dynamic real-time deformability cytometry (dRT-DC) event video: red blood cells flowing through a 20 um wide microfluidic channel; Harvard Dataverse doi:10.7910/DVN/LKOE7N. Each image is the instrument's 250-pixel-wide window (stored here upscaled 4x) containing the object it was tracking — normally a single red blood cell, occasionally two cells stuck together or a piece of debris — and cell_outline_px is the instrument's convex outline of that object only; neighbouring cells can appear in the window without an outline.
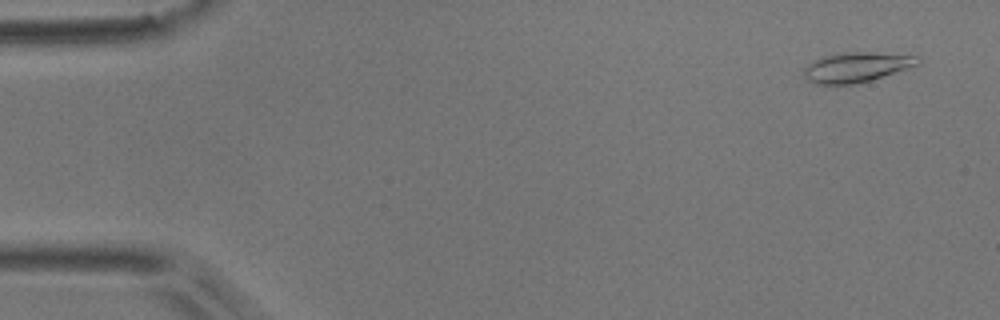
{"species": "common noctule bat (a hibernating species)", "species_latin": "Nyctalus noctula", "temperature_condition": "room temperature", "stored_images_in_passage": 10, "camera_frame_rate_fps": 3000, "um_per_image_px": 0.085, "animal": {"sex": "male", "body_mass_g": 17.9}, "frame": {"image": 1, "passage_image": 1, "time_ms": 0.0, "image_size_px": [1000, 320], "cell_outline_px": [[920, 64], [908, 68], [868, 80], [852, 84], [816, 84], [804, 76], [804, 68], [808, 64], [824, 56], [848, 52], [872, 52], [920, 56]], "centroid_in_image_um": [72.82, 5.7], "position_along_channel_um": 12.2, "area_um2": 19.42}}
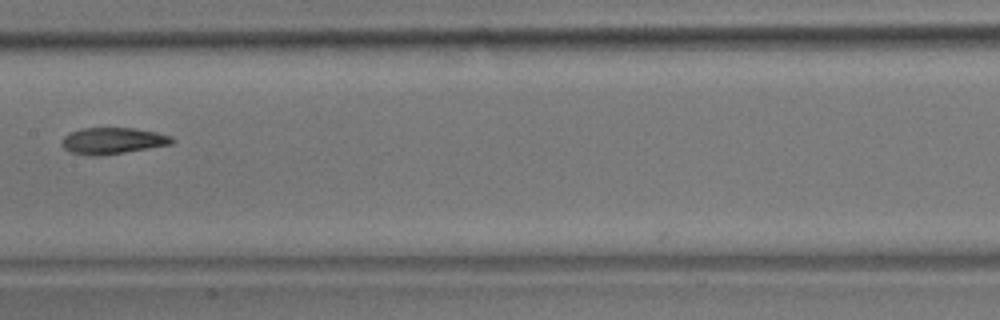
{"frame": {"image": 2, "passage_image": 7, "time_ms": 8.333, "image_size_px": [1000, 320], "cell_outline_px": [[176, 140], [172, 144], [104, 156], [88, 156], [72, 152], [64, 148], [60, 144], [64, 136], [72, 132], [84, 128], [132, 128], [156, 132], [172, 136]], "centroid_in_image_um": [9.6, 11.98], "position_along_channel_um": 197.8, "area_um2": 17.05}}
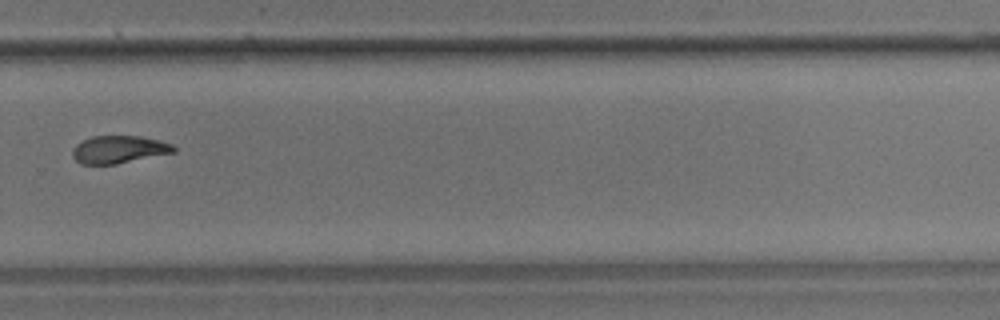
{"frame": {"image": 3, "passage_image": 10, "time_ms": 11.667, "image_size_px": [1000, 320], "cell_outline_px": [[176, 152], [116, 164], [80, 164], [72, 156], [72, 148], [76, 144], [92, 136], [140, 136], [160, 140], [172, 144], [176, 148]], "centroid_in_image_um": [10.11, 12.7], "position_along_channel_um": 319.7, "area_um2": 16.36}}